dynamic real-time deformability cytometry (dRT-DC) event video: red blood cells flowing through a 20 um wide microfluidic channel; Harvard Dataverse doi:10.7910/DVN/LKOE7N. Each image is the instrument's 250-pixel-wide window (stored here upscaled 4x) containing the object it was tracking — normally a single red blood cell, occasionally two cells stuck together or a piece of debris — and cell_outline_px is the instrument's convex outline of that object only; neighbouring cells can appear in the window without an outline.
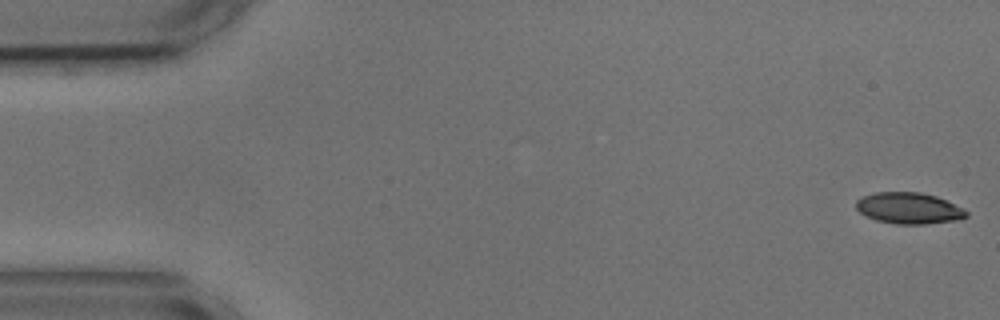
{"species": "common noctule bat (a hibernating species)", "species_latin": "Nyctalus noctula", "temperature_condition": "cold", "stored_images_in_passage": 55, "camera_frame_rate_fps": 3000, "um_per_image_px": 0.085, "animal": {"sex": "male", "body_mass_g": 17.9, "forearm_length_mm": 54.2}, "frame": {"image": 1, "passage_image": 1, "time_ms": 0.0, "image_size_px": [1000, 320], "cell_outline_px": [[968, 216], [960, 220], [924, 224], [896, 224], [876, 220], [860, 212], [856, 208], [856, 200], [864, 196], [876, 192], [920, 192], [936, 196], [964, 208], [968, 212]], "centroid_in_image_um": [77.29, 17.7], "position_along_channel_um": 7.7, "area_um2": 20.11}}
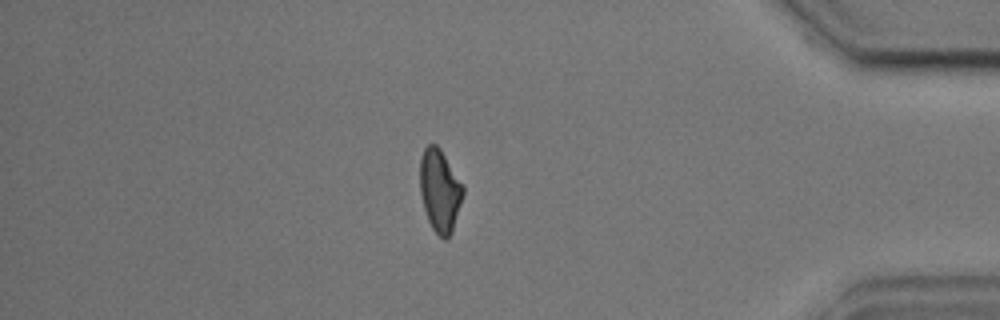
{"frame": {"image": 2, "passage_image": 47, "time_ms": 15.333, "image_size_px": [1000, 320], "cell_outline_px": [[464, 192], [452, 232], [448, 240], [444, 240], [432, 228], [428, 220], [424, 208], [420, 192], [420, 156], [424, 148], [428, 144], [436, 144], [440, 148], [464, 188]], "centroid_in_image_um": [37.37, 16.21], "position_along_channel_um": 397.8, "area_um2": 20.58}}
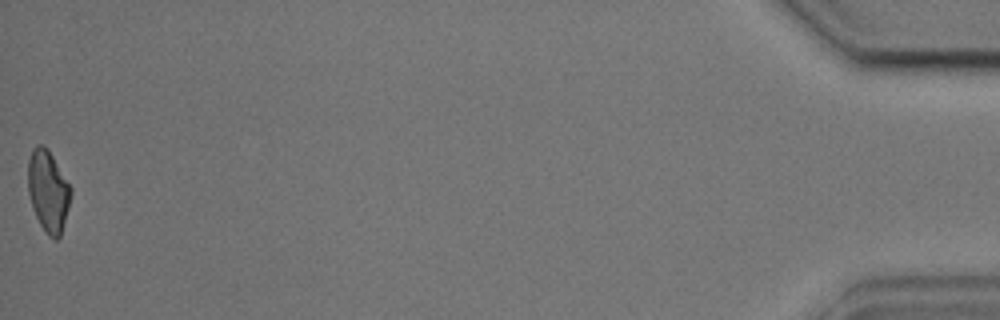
{"frame": {"image": 3, "passage_image": 55, "time_ms": 18.0, "image_size_px": [1000, 320], "cell_outline_px": [[72, 192], [68, 208], [60, 236], [56, 240], [48, 236], [40, 224], [32, 208], [28, 192], [28, 160], [32, 148], [36, 144], [44, 144], [48, 148], [72, 188]], "centroid_in_image_um": [4.08, 16.2], "position_along_channel_um": 431.1, "area_um2": 20.46}, "authors_computed_cell_mechanics": {"area_um2": 21.097, "velocity_mm_per_s": 3.6132, "shape_relaxation_time_tau1_ms": 3.5241, "shape_relaxation_time_tau2_ms": 3.9653, "deformation_change_tau1": 0.1254, "deformation_change_tau2": 0.1009}}